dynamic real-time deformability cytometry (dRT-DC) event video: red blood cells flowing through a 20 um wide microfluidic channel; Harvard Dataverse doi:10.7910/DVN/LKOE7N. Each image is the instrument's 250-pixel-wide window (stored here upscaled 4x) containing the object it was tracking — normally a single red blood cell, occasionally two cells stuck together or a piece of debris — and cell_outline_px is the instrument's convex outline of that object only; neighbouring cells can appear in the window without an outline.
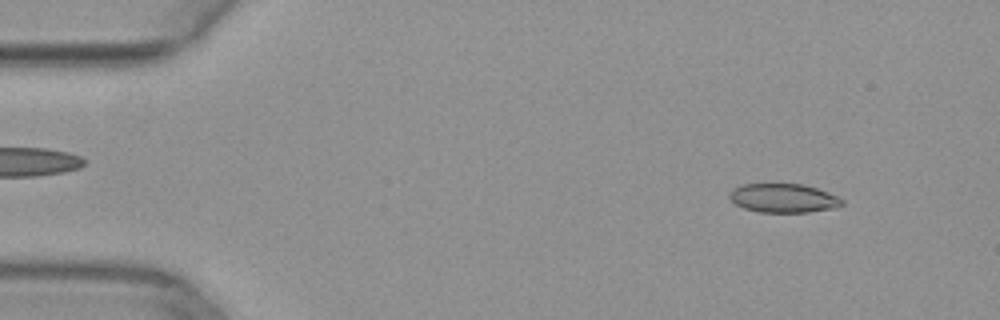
{"species": "common noctule bat (a hibernating species)", "species_latin": "Nyctalus noctula", "temperature_condition": "warm", "stored_images_in_passage": 50, "camera_frame_rate_fps": 3000, "um_per_image_px": 0.085, "animal": {"sex": "female", "body_mass_g": 29.2, "forearm_length_mm": 56.3}, "frame": {"image": 1, "passage_image": 5, "time_ms": 1.333, "image_size_px": [1000, 320], "cell_outline_px": [[844, 204], [836, 208], [808, 212], [760, 212], [744, 208], [736, 204], [728, 196], [732, 188], [744, 184], [804, 184], [828, 192], [844, 200]], "centroid_in_image_um": [66.61, 16.84], "position_along_channel_um": 18.4, "area_um2": 18.96}}
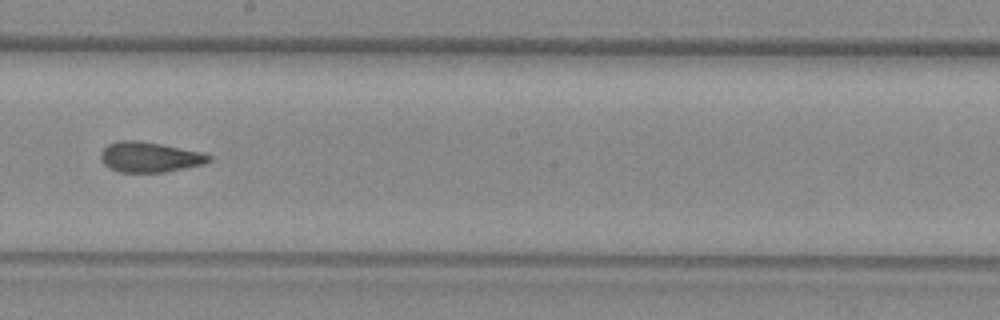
{"frame": {"image": 2, "passage_image": 28, "time_ms": 9.0, "image_size_px": [1000, 320], "cell_outline_px": [[212, 160], [204, 164], [164, 172], [120, 172], [104, 164], [100, 160], [100, 152], [108, 144], [120, 140], [140, 140], [204, 152], [212, 156]], "centroid_in_image_um": [12.74, 13.34], "position_along_channel_um": 235.5, "area_um2": 19.19}}
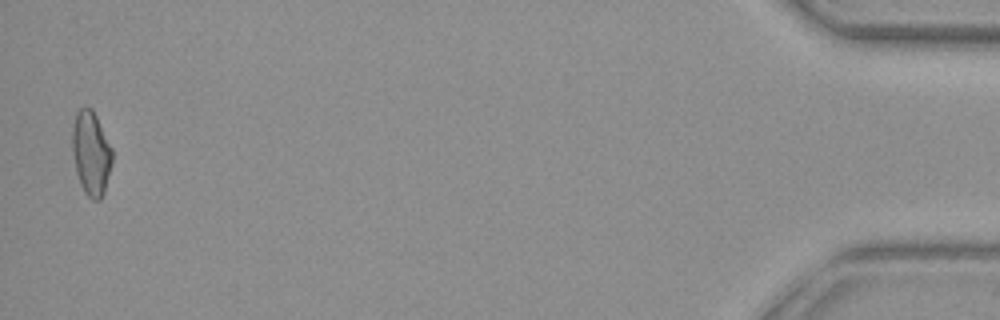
{"frame": {"image": 3, "passage_image": 49, "time_ms": 16.0, "image_size_px": [1000, 320], "cell_outline_px": [[112, 164], [104, 192], [100, 200], [92, 200], [84, 192], [80, 184], [76, 172], [72, 148], [72, 128], [76, 112], [80, 108], [92, 108], [112, 148]], "centroid_in_image_um": [7.74, 13.04], "position_along_channel_um": 427.5, "area_um2": 19.54}}